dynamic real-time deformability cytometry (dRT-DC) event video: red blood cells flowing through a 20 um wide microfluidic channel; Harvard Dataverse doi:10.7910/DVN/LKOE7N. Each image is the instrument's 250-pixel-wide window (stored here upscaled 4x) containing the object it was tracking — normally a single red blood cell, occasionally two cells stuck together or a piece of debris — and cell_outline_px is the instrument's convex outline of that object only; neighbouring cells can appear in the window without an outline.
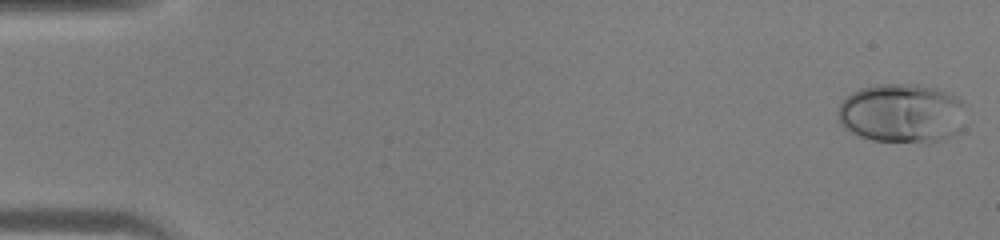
{"species": "human", "species_latin": "Homo sapiens", "temperature_condition": "warm", "stored_images_in_passage": 45, "camera_frame_rate_fps": 3000, "um_per_image_px": 0.085, "donor": {"sex": "male"}, "frame": {"image": 1, "passage_image": 1, "time_ms": 0.0, "image_size_px": [1000, 240], "cell_outline_px": [[960, 128], [956, 132], [944, 140], [928, 144], [872, 140], [860, 136], [844, 128], [840, 124], [836, 112], [840, 104], [852, 92], [860, 88], [880, 84], [920, 84], [936, 88], [956, 96], [960, 100]], "centroid_in_image_um": [76.58, 9.64], "position_along_channel_um": 8.4, "area_um2": 44.1}}
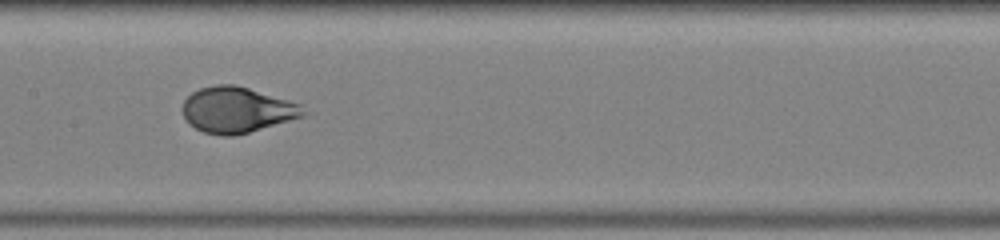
{"frame": {"image": 2, "passage_image": 23, "time_ms": 7.333, "image_size_px": [1000, 240], "cell_outline_px": [[308, 112], [304, 116], [248, 132], [232, 136], [220, 136], [204, 132], [188, 124], [180, 108], [184, 100], [192, 92], [200, 88], [216, 84], [236, 84], [288, 100], [300, 104]], "centroid_in_image_um": [20.1, 9.33], "position_along_channel_um": 187.3, "area_um2": 32.25}}
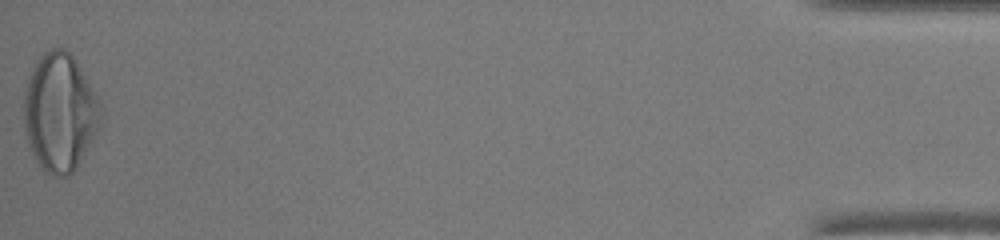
{"frame": {"image": 3, "passage_image": 45, "time_ms": 14.667, "image_size_px": [1000, 240], "cell_outline_px": [[104, 120], [76, 168], [68, 176], [52, 176], [44, 172], [40, 168], [32, 152], [24, 128], [24, 92], [28, 76], [36, 60], [44, 52], [52, 48], [64, 48], [76, 60], [100, 100], [104, 108]], "centroid_in_image_um": [5.11, 9.55], "position_along_channel_um": 430.1, "area_um2": 53.52}}